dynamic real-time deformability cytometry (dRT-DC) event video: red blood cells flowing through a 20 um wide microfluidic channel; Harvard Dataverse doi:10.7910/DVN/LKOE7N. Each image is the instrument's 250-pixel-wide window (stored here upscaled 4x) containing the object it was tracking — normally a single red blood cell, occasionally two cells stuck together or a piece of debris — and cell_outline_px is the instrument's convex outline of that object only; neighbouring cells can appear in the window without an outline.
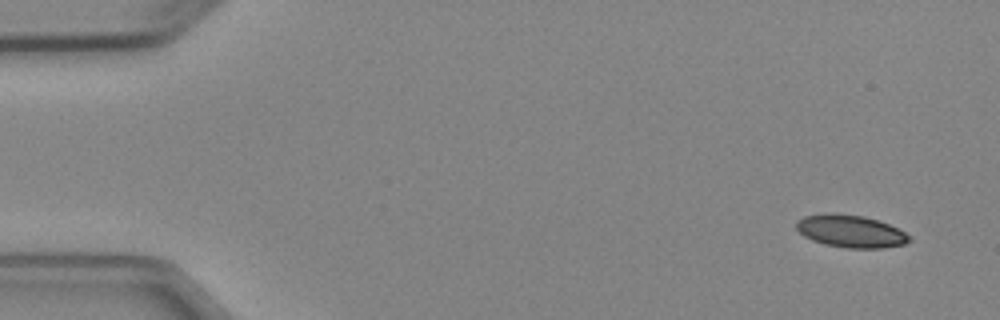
{"species": "Egyptian fruit bat (a non-hibernating species)", "species_latin": "Rousettus aegyptiacus", "temperature_condition": "cold", "stored_images_in_passage": 6, "camera_frame_rate_fps": 3000, "um_per_image_px": 0.085, "animal": {"sex": "female"}, "frame": {"image": 1, "passage_image": 1, "time_ms": 0.0, "image_size_px": [1000, 320], "cell_outline_px": [[912, 240], [904, 244], [884, 248], [848, 248], [824, 244], [812, 240], [804, 236], [796, 228], [796, 220], [804, 216], [864, 216], [888, 224], [912, 236]], "centroid_in_image_um": [72.36, 19.71], "position_along_channel_um": 12.6, "area_um2": 20.58}}
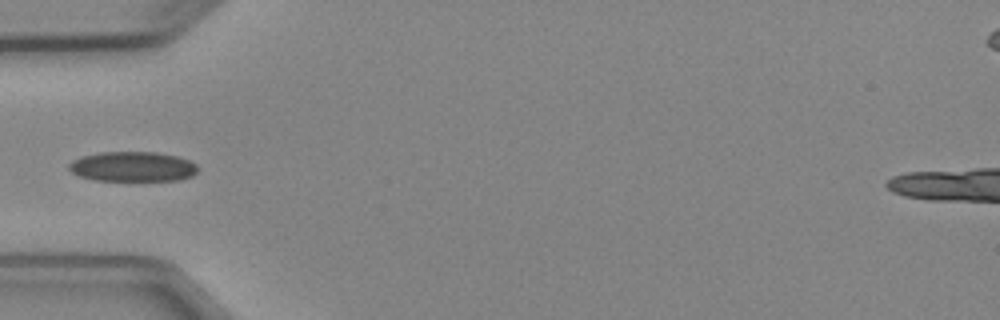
{"frame": {"image": 2, "passage_image": 5, "time_ms": 4.667, "image_size_px": [1000, 320], "cell_outline_px": [[196, 172], [192, 176], [180, 180], [96, 180], [80, 176], [72, 172], [68, 168], [68, 164], [72, 160], [80, 156], [100, 152], [156, 152], [176, 156], [188, 160], [196, 164]], "centroid_in_image_um": [11.24, 14.15], "position_along_channel_um": 73.8, "area_um2": 22.37}}
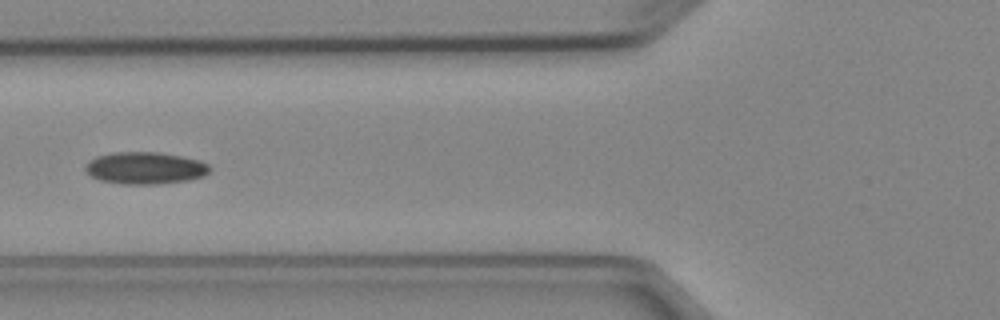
{"frame": {"image": 3, "passage_image": 6, "time_ms": 5.667, "image_size_px": [1000, 320], "cell_outline_px": [[212, 168], [204, 176], [188, 180], [156, 184], [124, 184], [100, 180], [92, 176], [84, 168], [84, 164], [88, 160], [96, 156], [112, 152], [160, 152], [200, 160], [208, 164]], "centroid_in_image_um": [12.33, 14.27], "position_along_channel_um": 113.5, "area_um2": 23.35}}